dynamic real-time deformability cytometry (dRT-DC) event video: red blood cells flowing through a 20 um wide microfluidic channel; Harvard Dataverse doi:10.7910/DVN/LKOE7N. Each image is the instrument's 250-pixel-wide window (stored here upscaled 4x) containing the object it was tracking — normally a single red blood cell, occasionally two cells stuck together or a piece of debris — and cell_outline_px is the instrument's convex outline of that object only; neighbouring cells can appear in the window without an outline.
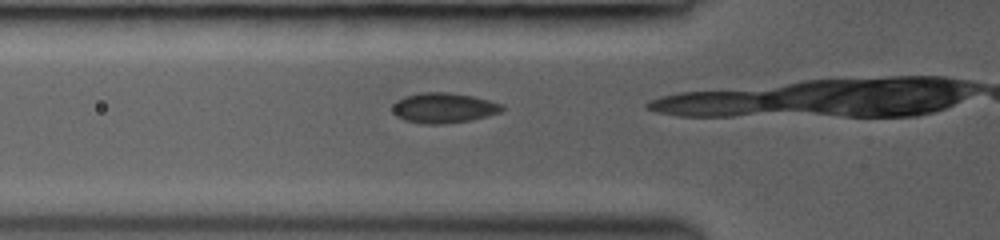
{"species": "common noctule bat (a hibernating species)", "species_latin": "Nyctalus noctula", "temperature_condition": "room temperature", "stored_images_in_passage": 4, "camera_frame_rate_fps": 3000, "um_per_image_px": 0.085, "animal": {"sex": "female", "body_mass_g": 19.0, "forearm_length_mm": 53.3}, "frame": {"image": 1, "passage_image": 2, "time_ms": 0.333, "image_size_px": [1000, 240], "cell_outline_px": [[504, 108], [500, 112], [472, 120], [444, 124], [424, 124], [404, 120], [396, 116], [392, 112], [392, 104], [396, 100], [404, 96], [420, 92], [448, 92], [472, 96], [504, 104]], "centroid_in_image_um": [37.67, 9.17], "position_along_channel_um": 88.1, "area_um2": 19.48}}